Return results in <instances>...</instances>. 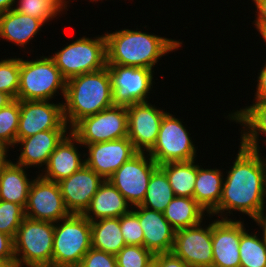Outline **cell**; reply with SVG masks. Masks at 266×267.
<instances>
[{
    "instance_id": "cell-25",
    "label": "cell",
    "mask_w": 266,
    "mask_h": 267,
    "mask_svg": "<svg viewBox=\"0 0 266 267\" xmlns=\"http://www.w3.org/2000/svg\"><path fill=\"white\" fill-rule=\"evenodd\" d=\"M224 176L221 169H204L197 164V178L193 198L208 215L219 205Z\"/></svg>"
},
{
    "instance_id": "cell-27",
    "label": "cell",
    "mask_w": 266,
    "mask_h": 267,
    "mask_svg": "<svg viewBox=\"0 0 266 267\" xmlns=\"http://www.w3.org/2000/svg\"><path fill=\"white\" fill-rule=\"evenodd\" d=\"M163 215L175 230L195 226L206 218L204 216L212 218L194 198L182 196H175Z\"/></svg>"
},
{
    "instance_id": "cell-43",
    "label": "cell",
    "mask_w": 266,
    "mask_h": 267,
    "mask_svg": "<svg viewBox=\"0 0 266 267\" xmlns=\"http://www.w3.org/2000/svg\"><path fill=\"white\" fill-rule=\"evenodd\" d=\"M260 229L263 231L261 238L266 243V205L259 211V213L253 218Z\"/></svg>"
},
{
    "instance_id": "cell-20",
    "label": "cell",
    "mask_w": 266,
    "mask_h": 267,
    "mask_svg": "<svg viewBox=\"0 0 266 267\" xmlns=\"http://www.w3.org/2000/svg\"><path fill=\"white\" fill-rule=\"evenodd\" d=\"M77 144L82 146L78 138L70 131L49 156L45 168H42V173L39 175L58 183L78 171L85 164V156L84 153H80Z\"/></svg>"
},
{
    "instance_id": "cell-40",
    "label": "cell",
    "mask_w": 266,
    "mask_h": 267,
    "mask_svg": "<svg viewBox=\"0 0 266 267\" xmlns=\"http://www.w3.org/2000/svg\"><path fill=\"white\" fill-rule=\"evenodd\" d=\"M154 259L158 262V267H188L181 258L172 252L155 254Z\"/></svg>"
},
{
    "instance_id": "cell-22",
    "label": "cell",
    "mask_w": 266,
    "mask_h": 267,
    "mask_svg": "<svg viewBox=\"0 0 266 267\" xmlns=\"http://www.w3.org/2000/svg\"><path fill=\"white\" fill-rule=\"evenodd\" d=\"M253 102L250 106L233 110L234 112L229 113L226 118L242 126L239 140L245 148L260 151L259 135L266 136V100H253ZM264 143L266 145V139Z\"/></svg>"
},
{
    "instance_id": "cell-16",
    "label": "cell",
    "mask_w": 266,
    "mask_h": 267,
    "mask_svg": "<svg viewBox=\"0 0 266 267\" xmlns=\"http://www.w3.org/2000/svg\"><path fill=\"white\" fill-rule=\"evenodd\" d=\"M85 165L105 180L138 151L128 137L85 145ZM87 156V157H86Z\"/></svg>"
},
{
    "instance_id": "cell-41",
    "label": "cell",
    "mask_w": 266,
    "mask_h": 267,
    "mask_svg": "<svg viewBox=\"0 0 266 267\" xmlns=\"http://www.w3.org/2000/svg\"><path fill=\"white\" fill-rule=\"evenodd\" d=\"M256 8V20L252 21L258 31L260 28H266V0H252Z\"/></svg>"
},
{
    "instance_id": "cell-24",
    "label": "cell",
    "mask_w": 266,
    "mask_h": 267,
    "mask_svg": "<svg viewBox=\"0 0 266 267\" xmlns=\"http://www.w3.org/2000/svg\"><path fill=\"white\" fill-rule=\"evenodd\" d=\"M45 23L37 18L11 9L0 14V38L26 50V45L37 37Z\"/></svg>"
},
{
    "instance_id": "cell-50",
    "label": "cell",
    "mask_w": 266,
    "mask_h": 267,
    "mask_svg": "<svg viewBox=\"0 0 266 267\" xmlns=\"http://www.w3.org/2000/svg\"><path fill=\"white\" fill-rule=\"evenodd\" d=\"M146 267H158V262L155 259H153Z\"/></svg>"
},
{
    "instance_id": "cell-35",
    "label": "cell",
    "mask_w": 266,
    "mask_h": 267,
    "mask_svg": "<svg viewBox=\"0 0 266 267\" xmlns=\"http://www.w3.org/2000/svg\"><path fill=\"white\" fill-rule=\"evenodd\" d=\"M25 218V209L16 203L0 200V232L13 239Z\"/></svg>"
},
{
    "instance_id": "cell-10",
    "label": "cell",
    "mask_w": 266,
    "mask_h": 267,
    "mask_svg": "<svg viewBox=\"0 0 266 267\" xmlns=\"http://www.w3.org/2000/svg\"><path fill=\"white\" fill-rule=\"evenodd\" d=\"M114 105L146 103L153 88V72L148 68L107 64Z\"/></svg>"
},
{
    "instance_id": "cell-9",
    "label": "cell",
    "mask_w": 266,
    "mask_h": 267,
    "mask_svg": "<svg viewBox=\"0 0 266 267\" xmlns=\"http://www.w3.org/2000/svg\"><path fill=\"white\" fill-rule=\"evenodd\" d=\"M71 132L82 147L128 137V114L126 106L113 105L97 114L82 118Z\"/></svg>"
},
{
    "instance_id": "cell-1",
    "label": "cell",
    "mask_w": 266,
    "mask_h": 267,
    "mask_svg": "<svg viewBox=\"0 0 266 267\" xmlns=\"http://www.w3.org/2000/svg\"><path fill=\"white\" fill-rule=\"evenodd\" d=\"M239 146L233 165L226 170L219 205L210 216L231 220L228 216L238 211L253 219L265 206L266 158L260 151L245 148L241 143Z\"/></svg>"
},
{
    "instance_id": "cell-42",
    "label": "cell",
    "mask_w": 266,
    "mask_h": 267,
    "mask_svg": "<svg viewBox=\"0 0 266 267\" xmlns=\"http://www.w3.org/2000/svg\"><path fill=\"white\" fill-rule=\"evenodd\" d=\"M266 62V61H265ZM258 73L257 76V86H256V92L254 100H266V63L263 67H261V70Z\"/></svg>"
},
{
    "instance_id": "cell-30",
    "label": "cell",
    "mask_w": 266,
    "mask_h": 267,
    "mask_svg": "<svg viewBox=\"0 0 266 267\" xmlns=\"http://www.w3.org/2000/svg\"><path fill=\"white\" fill-rule=\"evenodd\" d=\"M174 197L167 175L158 167L150 177L145 198L140 206L163 213Z\"/></svg>"
},
{
    "instance_id": "cell-23",
    "label": "cell",
    "mask_w": 266,
    "mask_h": 267,
    "mask_svg": "<svg viewBox=\"0 0 266 267\" xmlns=\"http://www.w3.org/2000/svg\"><path fill=\"white\" fill-rule=\"evenodd\" d=\"M131 204L108 180L100 185L83 215L90 221L102 218H120L132 210Z\"/></svg>"
},
{
    "instance_id": "cell-28",
    "label": "cell",
    "mask_w": 266,
    "mask_h": 267,
    "mask_svg": "<svg viewBox=\"0 0 266 267\" xmlns=\"http://www.w3.org/2000/svg\"><path fill=\"white\" fill-rule=\"evenodd\" d=\"M126 245L120 218H102L91 222V247L116 255Z\"/></svg>"
},
{
    "instance_id": "cell-29",
    "label": "cell",
    "mask_w": 266,
    "mask_h": 267,
    "mask_svg": "<svg viewBox=\"0 0 266 267\" xmlns=\"http://www.w3.org/2000/svg\"><path fill=\"white\" fill-rule=\"evenodd\" d=\"M196 160L169 162L159 167L165 172L175 196L193 198L197 178Z\"/></svg>"
},
{
    "instance_id": "cell-19",
    "label": "cell",
    "mask_w": 266,
    "mask_h": 267,
    "mask_svg": "<svg viewBox=\"0 0 266 267\" xmlns=\"http://www.w3.org/2000/svg\"><path fill=\"white\" fill-rule=\"evenodd\" d=\"M132 211L138 216L144 234V247L154 255L172 251L176 230L163 213L147 209L140 205Z\"/></svg>"
},
{
    "instance_id": "cell-8",
    "label": "cell",
    "mask_w": 266,
    "mask_h": 267,
    "mask_svg": "<svg viewBox=\"0 0 266 267\" xmlns=\"http://www.w3.org/2000/svg\"><path fill=\"white\" fill-rule=\"evenodd\" d=\"M189 134L180 119L166 112L156 142L147 153L158 165L196 160L197 148Z\"/></svg>"
},
{
    "instance_id": "cell-32",
    "label": "cell",
    "mask_w": 266,
    "mask_h": 267,
    "mask_svg": "<svg viewBox=\"0 0 266 267\" xmlns=\"http://www.w3.org/2000/svg\"><path fill=\"white\" fill-rule=\"evenodd\" d=\"M20 119V100L13 99L0 109V143L14 148Z\"/></svg>"
},
{
    "instance_id": "cell-45",
    "label": "cell",
    "mask_w": 266,
    "mask_h": 267,
    "mask_svg": "<svg viewBox=\"0 0 266 267\" xmlns=\"http://www.w3.org/2000/svg\"><path fill=\"white\" fill-rule=\"evenodd\" d=\"M16 0H0V14L14 8Z\"/></svg>"
},
{
    "instance_id": "cell-26",
    "label": "cell",
    "mask_w": 266,
    "mask_h": 267,
    "mask_svg": "<svg viewBox=\"0 0 266 267\" xmlns=\"http://www.w3.org/2000/svg\"><path fill=\"white\" fill-rule=\"evenodd\" d=\"M26 168L10 162L0 174V200L21 205L24 209L34 179L28 178Z\"/></svg>"
},
{
    "instance_id": "cell-15",
    "label": "cell",
    "mask_w": 266,
    "mask_h": 267,
    "mask_svg": "<svg viewBox=\"0 0 266 267\" xmlns=\"http://www.w3.org/2000/svg\"><path fill=\"white\" fill-rule=\"evenodd\" d=\"M128 138L138 152H148L155 144L163 116L167 111L150 102L126 106Z\"/></svg>"
},
{
    "instance_id": "cell-3",
    "label": "cell",
    "mask_w": 266,
    "mask_h": 267,
    "mask_svg": "<svg viewBox=\"0 0 266 267\" xmlns=\"http://www.w3.org/2000/svg\"><path fill=\"white\" fill-rule=\"evenodd\" d=\"M63 114L72 128L82 118L113 106L108 68L81 74L66 81Z\"/></svg>"
},
{
    "instance_id": "cell-33",
    "label": "cell",
    "mask_w": 266,
    "mask_h": 267,
    "mask_svg": "<svg viewBox=\"0 0 266 267\" xmlns=\"http://www.w3.org/2000/svg\"><path fill=\"white\" fill-rule=\"evenodd\" d=\"M20 85V58H6L0 61V91L17 99Z\"/></svg>"
},
{
    "instance_id": "cell-37",
    "label": "cell",
    "mask_w": 266,
    "mask_h": 267,
    "mask_svg": "<svg viewBox=\"0 0 266 267\" xmlns=\"http://www.w3.org/2000/svg\"><path fill=\"white\" fill-rule=\"evenodd\" d=\"M120 229L126 245L144 246V234L138 216L131 210L120 217Z\"/></svg>"
},
{
    "instance_id": "cell-11",
    "label": "cell",
    "mask_w": 266,
    "mask_h": 267,
    "mask_svg": "<svg viewBox=\"0 0 266 267\" xmlns=\"http://www.w3.org/2000/svg\"><path fill=\"white\" fill-rule=\"evenodd\" d=\"M158 167L147 152H138L123 163L108 180L134 207L144 200L150 177Z\"/></svg>"
},
{
    "instance_id": "cell-14",
    "label": "cell",
    "mask_w": 266,
    "mask_h": 267,
    "mask_svg": "<svg viewBox=\"0 0 266 267\" xmlns=\"http://www.w3.org/2000/svg\"><path fill=\"white\" fill-rule=\"evenodd\" d=\"M202 223L175 232L171 252L188 267H212V221L204 227Z\"/></svg>"
},
{
    "instance_id": "cell-44",
    "label": "cell",
    "mask_w": 266,
    "mask_h": 267,
    "mask_svg": "<svg viewBox=\"0 0 266 267\" xmlns=\"http://www.w3.org/2000/svg\"><path fill=\"white\" fill-rule=\"evenodd\" d=\"M9 148L10 147L0 143V174L5 169V167L11 162L10 158L9 160L7 159L9 155L7 153L9 151Z\"/></svg>"
},
{
    "instance_id": "cell-2",
    "label": "cell",
    "mask_w": 266,
    "mask_h": 267,
    "mask_svg": "<svg viewBox=\"0 0 266 267\" xmlns=\"http://www.w3.org/2000/svg\"><path fill=\"white\" fill-rule=\"evenodd\" d=\"M137 29H121L112 33L108 31L104 33L107 64L153 70L163 56L169 52H175L182 46L183 41L180 39L161 37L139 29L137 31Z\"/></svg>"
},
{
    "instance_id": "cell-47",
    "label": "cell",
    "mask_w": 266,
    "mask_h": 267,
    "mask_svg": "<svg viewBox=\"0 0 266 267\" xmlns=\"http://www.w3.org/2000/svg\"><path fill=\"white\" fill-rule=\"evenodd\" d=\"M13 99L6 93L0 91V109L5 107L8 103H10Z\"/></svg>"
},
{
    "instance_id": "cell-39",
    "label": "cell",
    "mask_w": 266,
    "mask_h": 267,
    "mask_svg": "<svg viewBox=\"0 0 266 267\" xmlns=\"http://www.w3.org/2000/svg\"><path fill=\"white\" fill-rule=\"evenodd\" d=\"M0 260L12 261L15 264L13 238L0 232Z\"/></svg>"
},
{
    "instance_id": "cell-17",
    "label": "cell",
    "mask_w": 266,
    "mask_h": 267,
    "mask_svg": "<svg viewBox=\"0 0 266 267\" xmlns=\"http://www.w3.org/2000/svg\"><path fill=\"white\" fill-rule=\"evenodd\" d=\"M104 180L84 164L70 177L58 182L65 207L70 214H83Z\"/></svg>"
},
{
    "instance_id": "cell-13",
    "label": "cell",
    "mask_w": 266,
    "mask_h": 267,
    "mask_svg": "<svg viewBox=\"0 0 266 267\" xmlns=\"http://www.w3.org/2000/svg\"><path fill=\"white\" fill-rule=\"evenodd\" d=\"M34 178L28 194L25 217L53 223L67 218L70 212L65 207L59 184L44 179L39 173Z\"/></svg>"
},
{
    "instance_id": "cell-36",
    "label": "cell",
    "mask_w": 266,
    "mask_h": 267,
    "mask_svg": "<svg viewBox=\"0 0 266 267\" xmlns=\"http://www.w3.org/2000/svg\"><path fill=\"white\" fill-rule=\"evenodd\" d=\"M115 257L117 267H146L154 254L144 246L125 245Z\"/></svg>"
},
{
    "instance_id": "cell-38",
    "label": "cell",
    "mask_w": 266,
    "mask_h": 267,
    "mask_svg": "<svg viewBox=\"0 0 266 267\" xmlns=\"http://www.w3.org/2000/svg\"><path fill=\"white\" fill-rule=\"evenodd\" d=\"M78 267H117L114 254L90 248Z\"/></svg>"
},
{
    "instance_id": "cell-48",
    "label": "cell",
    "mask_w": 266,
    "mask_h": 267,
    "mask_svg": "<svg viewBox=\"0 0 266 267\" xmlns=\"http://www.w3.org/2000/svg\"><path fill=\"white\" fill-rule=\"evenodd\" d=\"M0 267H15L12 261L0 260Z\"/></svg>"
},
{
    "instance_id": "cell-4",
    "label": "cell",
    "mask_w": 266,
    "mask_h": 267,
    "mask_svg": "<svg viewBox=\"0 0 266 267\" xmlns=\"http://www.w3.org/2000/svg\"><path fill=\"white\" fill-rule=\"evenodd\" d=\"M54 223L25 217L14 241L15 267H52Z\"/></svg>"
},
{
    "instance_id": "cell-12",
    "label": "cell",
    "mask_w": 266,
    "mask_h": 267,
    "mask_svg": "<svg viewBox=\"0 0 266 267\" xmlns=\"http://www.w3.org/2000/svg\"><path fill=\"white\" fill-rule=\"evenodd\" d=\"M46 130H71L64 119L63 103L20 100L17 138H27Z\"/></svg>"
},
{
    "instance_id": "cell-7",
    "label": "cell",
    "mask_w": 266,
    "mask_h": 267,
    "mask_svg": "<svg viewBox=\"0 0 266 267\" xmlns=\"http://www.w3.org/2000/svg\"><path fill=\"white\" fill-rule=\"evenodd\" d=\"M57 51L50 57L66 81L107 66L105 34L95 36L94 39L79 37Z\"/></svg>"
},
{
    "instance_id": "cell-5",
    "label": "cell",
    "mask_w": 266,
    "mask_h": 267,
    "mask_svg": "<svg viewBox=\"0 0 266 267\" xmlns=\"http://www.w3.org/2000/svg\"><path fill=\"white\" fill-rule=\"evenodd\" d=\"M91 248V222L70 214L54 223L52 267H78Z\"/></svg>"
},
{
    "instance_id": "cell-6",
    "label": "cell",
    "mask_w": 266,
    "mask_h": 267,
    "mask_svg": "<svg viewBox=\"0 0 266 267\" xmlns=\"http://www.w3.org/2000/svg\"><path fill=\"white\" fill-rule=\"evenodd\" d=\"M65 88L66 80L50 55L34 60L20 58L18 100L52 101L60 93L64 99Z\"/></svg>"
},
{
    "instance_id": "cell-46",
    "label": "cell",
    "mask_w": 266,
    "mask_h": 267,
    "mask_svg": "<svg viewBox=\"0 0 266 267\" xmlns=\"http://www.w3.org/2000/svg\"><path fill=\"white\" fill-rule=\"evenodd\" d=\"M49 1L52 5H54L60 12H64V10L67 9V7L69 6V1L70 0H47Z\"/></svg>"
},
{
    "instance_id": "cell-34",
    "label": "cell",
    "mask_w": 266,
    "mask_h": 267,
    "mask_svg": "<svg viewBox=\"0 0 266 267\" xmlns=\"http://www.w3.org/2000/svg\"><path fill=\"white\" fill-rule=\"evenodd\" d=\"M15 4L13 8L15 11L40 19L45 24L62 14L47 0H16Z\"/></svg>"
},
{
    "instance_id": "cell-49",
    "label": "cell",
    "mask_w": 266,
    "mask_h": 267,
    "mask_svg": "<svg viewBox=\"0 0 266 267\" xmlns=\"http://www.w3.org/2000/svg\"><path fill=\"white\" fill-rule=\"evenodd\" d=\"M258 33L262 36L260 38H263L264 42L266 43V28H260L258 30Z\"/></svg>"
},
{
    "instance_id": "cell-31",
    "label": "cell",
    "mask_w": 266,
    "mask_h": 267,
    "mask_svg": "<svg viewBox=\"0 0 266 267\" xmlns=\"http://www.w3.org/2000/svg\"><path fill=\"white\" fill-rule=\"evenodd\" d=\"M245 227L243 220L239 244L240 267H266V243L258 231L250 233Z\"/></svg>"
},
{
    "instance_id": "cell-18",
    "label": "cell",
    "mask_w": 266,
    "mask_h": 267,
    "mask_svg": "<svg viewBox=\"0 0 266 267\" xmlns=\"http://www.w3.org/2000/svg\"><path fill=\"white\" fill-rule=\"evenodd\" d=\"M241 221L212 220V267H240Z\"/></svg>"
},
{
    "instance_id": "cell-21",
    "label": "cell",
    "mask_w": 266,
    "mask_h": 267,
    "mask_svg": "<svg viewBox=\"0 0 266 267\" xmlns=\"http://www.w3.org/2000/svg\"><path fill=\"white\" fill-rule=\"evenodd\" d=\"M71 130H46L27 138H17L20 155L16 162L25 168L46 166L49 156ZM40 166V167H39Z\"/></svg>"
}]
</instances>
